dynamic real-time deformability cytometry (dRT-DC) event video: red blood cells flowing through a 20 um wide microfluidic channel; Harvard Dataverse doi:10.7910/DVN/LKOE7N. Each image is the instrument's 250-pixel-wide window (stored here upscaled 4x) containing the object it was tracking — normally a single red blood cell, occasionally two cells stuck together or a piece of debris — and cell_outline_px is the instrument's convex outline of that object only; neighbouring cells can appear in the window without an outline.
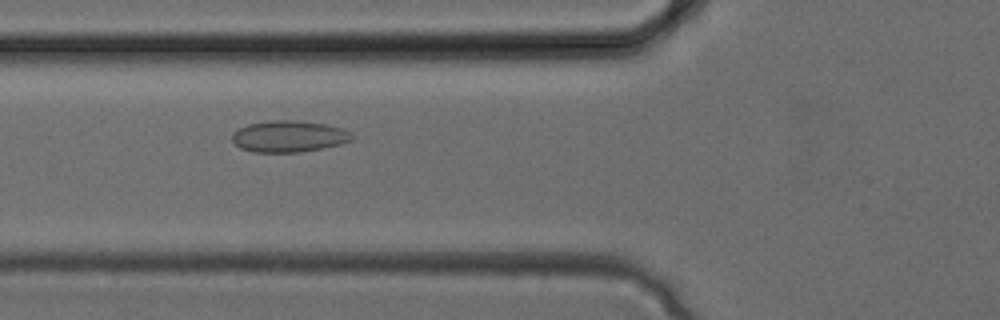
{"species": "common noctule bat (a hibernating species)", "species_latin": "Nyctalus noctula", "temperature_condition": "cold", "stored_images_in_passage": 34, "camera_frame_rate_fps": 3000, "um_per_image_px": 0.085, "animal": {"sex": "female", "body_mass_g": 24.6, "forearm_length_mm": 56.2}, "frame": {"image": 1, "passage_image": 13, "time_ms": 4.0, "image_size_px": [1000, 320], "cell_outline_px": [[352, 140], [340, 144], [300, 152], [252, 152], [240, 148], [232, 140], [232, 132], [248, 124], [276, 120], [296, 120], [324, 124], [344, 128], [352, 136]], "centroid_in_image_um": [24.53, 11.59], "position_along_channel_um": 101.3, "area_um2": 21.79}}
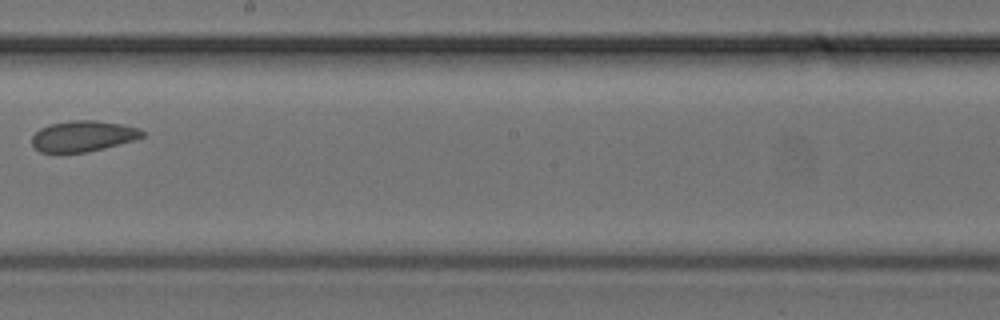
{"frame": {"image": 2, "passage_image": 20, "time_ms": 6.333, "image_size_px": [1000, 320], "cell_outline_px": [[144, 136], [132, 140], [104, 148], [88, 152], [40, 152], [32, 144], [32, 136], [40, 128], [48, 124], [72, 120], [96, 120], [124, 124], [140, 128], [144, 132]], "centroid_in_image_um": [7.06, 11.55], "position_along_channel_um": 241.1, "area_um2": 19.83}}
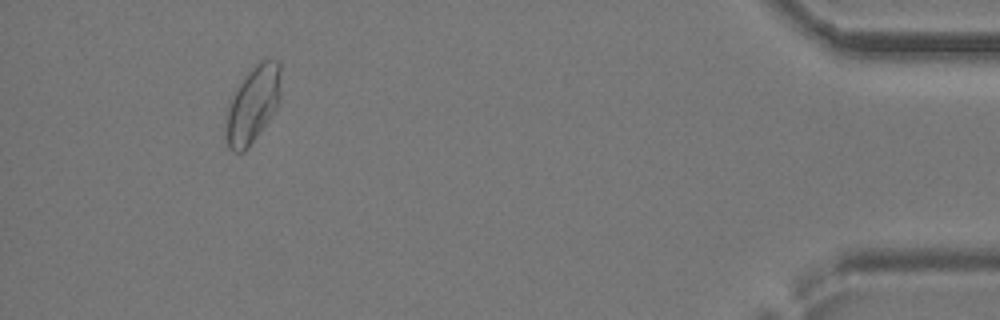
{"frame": {"image": 3, "passage_image": 32, "time_ms": 10.333, "image_size_px": [1000, 320], "cell_outline_px": [[280, 104], [248, 148], [244, 152], [232, 152], [228, 148], [224, 128], [228, 108], [232, 96], [236, 88], [244, 76], [260, 60], [280, 60]], "centroid_in_image_um": [21.48, 8.9], "position_along_channel_um": 413.7, "area_um2": 24.68}}